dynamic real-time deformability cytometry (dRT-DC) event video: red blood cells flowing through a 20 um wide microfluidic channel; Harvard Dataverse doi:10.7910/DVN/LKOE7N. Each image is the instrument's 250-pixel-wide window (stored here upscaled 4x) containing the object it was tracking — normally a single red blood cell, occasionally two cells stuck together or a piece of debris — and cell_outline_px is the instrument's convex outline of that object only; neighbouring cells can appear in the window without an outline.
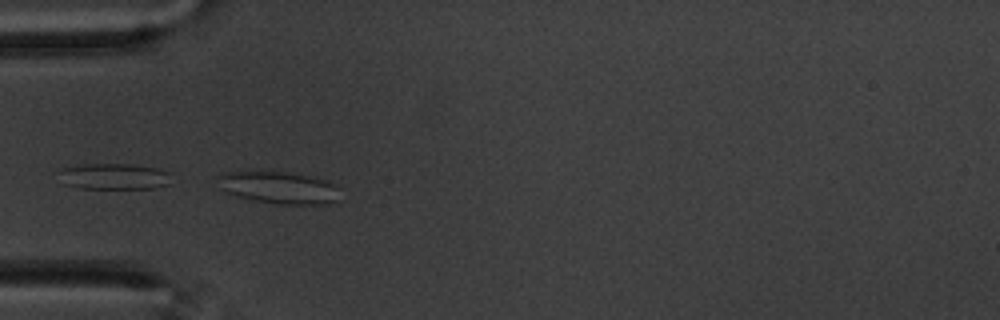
{"species": "common noctule bat (a hibernating species)", "species_latin": "Nyctalus noctula", "temperature_condition": "warm", "stored_images_in_passage": 12, "camera_frame_rate_fps": 3000, "um_per_image_px": 0.085, "animal": {"sex": "male", "body_mass_g": 20.1, "forearm_length_mm": 53.5}, "frame": {"image": 1, "passage_image": 6, "time_ms": 1.667, "image_size_px": [1000, 320], "cell_outline_px": [[340, 188], [336, 200], [324, 204], [276, 204], [256, 200], [224, 192], [220, 188], [216, 176], [220, 172], [260, 168], [316, 176]], "centroid_in_image_um": [23.61, 15.87], "position_along_channel_um": 61.4, "area_um2": 23.81}}
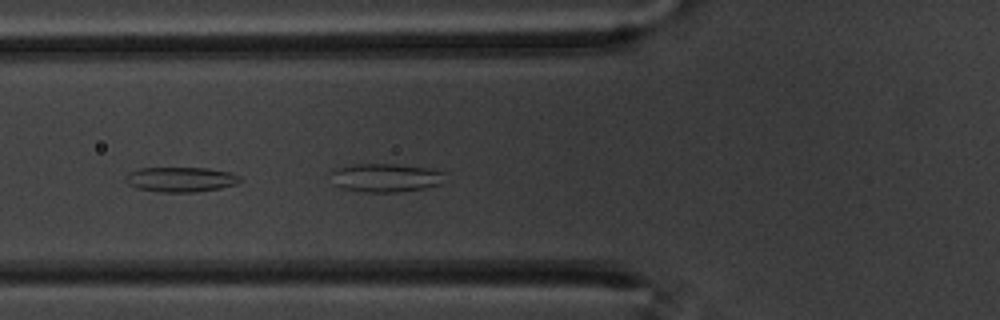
{"frame": {"image": 2, "passage_image": 9, "time_ms": 2.667, "image_size_px": [1000, 320], "cell_outline_px": [[240, 180], [236, 184], [220, 188], [196, 192], [160, 192], [136, 188], [128, 184], [124, 180], [124, 176], [128, 172], [140, 168], [208, 168], [232, 172], [240, 176]], "centroid_in_image_um": [15.33, 15.25], "position_along_channel_um": 110.5, "area_um2": 16.76}}